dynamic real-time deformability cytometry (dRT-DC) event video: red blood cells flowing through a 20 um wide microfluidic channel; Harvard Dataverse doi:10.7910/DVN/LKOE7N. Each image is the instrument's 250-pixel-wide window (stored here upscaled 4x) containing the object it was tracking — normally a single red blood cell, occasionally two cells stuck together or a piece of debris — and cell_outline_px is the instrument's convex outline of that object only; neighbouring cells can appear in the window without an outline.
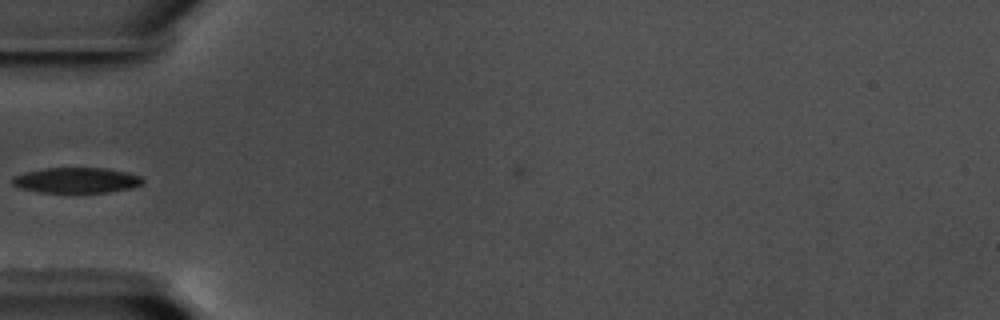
{"species": "common noctule bat (a hibernating species)", "species_latin": "Nyctalus noctula", "temperature_condition": "warm", "stored_images_in_passage": 4, "camera_frame_rate_fps": 3000, "um_per_image_px": 0.085, "animal": {"sex": "male", "body_mass_g": 17.5, "forearm_length_mm": 52.3}, "frame": {"image": 1, "passage_image": 2, "time_ms": 0.333, "image_size_px": [1000, 320], "cell_outline_px": [[144, 184], [132, 188], [108, 192], [40, 192], [20, 188], [12, 184], [12, 176], [44, 168], [108, 168], [128, 172], [140, 176], [144, 180]], "centroid_in_image_um": [6.54, 15.32], "position_along_channel_um": 78.5, "area_um2": 19.36}}